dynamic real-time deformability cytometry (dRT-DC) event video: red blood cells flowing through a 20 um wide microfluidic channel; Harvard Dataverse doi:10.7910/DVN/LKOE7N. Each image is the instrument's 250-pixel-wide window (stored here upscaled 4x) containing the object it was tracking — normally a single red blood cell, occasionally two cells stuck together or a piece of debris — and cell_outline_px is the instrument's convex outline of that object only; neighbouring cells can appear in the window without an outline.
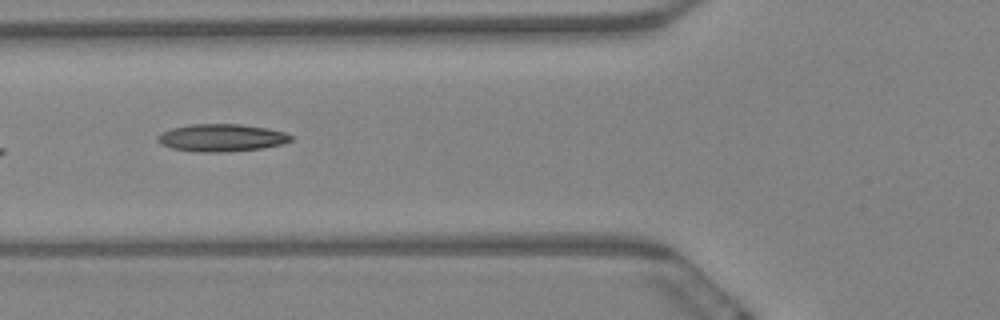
{"species": "Egyptian fruit bat (a non-hibernating species)", "species_latin": "Rousettus aegyptiacus", "temperature_condition": "warm", "stored_images_in_passage": 5, "camera_frame_rate_fps": 3000, "um_per_image_px": 0.085, "animal": {"sex": "female"}, "frame": {"image": 1, "passage_image": 4, "time_ms": 1.0, "image_size_px": [1000, 320], "cell_outline_px": [[292, 140], [280, 144], [260, 148], [220, 152], [196, 152], [172, 148], [160, 144], [156, 140], [156, 136], [160, 132], [172, 128], [192, 124], [240, 124], [268, 128], [284, 132], [292, 136]], "centroid_in_image_um": [18.77, 11.7], "position_along_channel_um": 107.0, "area_um2": 21.27}}
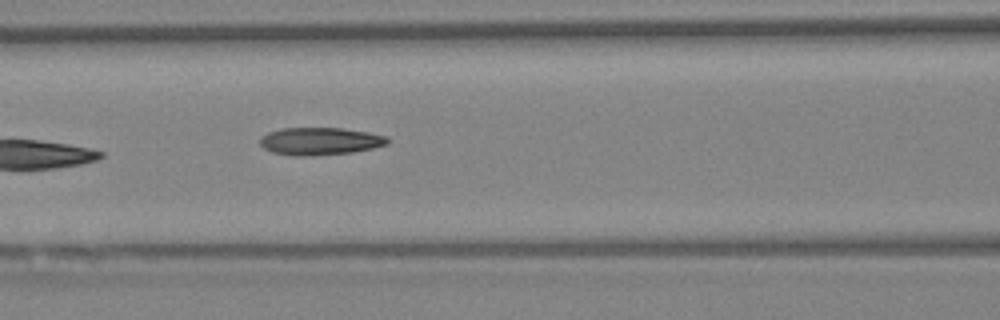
{"frame": {"image": 2, "passage_image": 5, "time_ms": 1.333, "image_size_px": [1000, 320], "cell_outline_px": [[388, 144], [372, 148], [352, 152], [308, 156], [292, 156], [272, 152], [264, 148], [260, 144], [260, 136], [268, 132], [280, 128], [340, 128], [368, 132], [388, 136]], "centroid_in_image_um": [27.17, 12.0], "position_along_channel_um": 139.4, "area_um2": 20.52}}